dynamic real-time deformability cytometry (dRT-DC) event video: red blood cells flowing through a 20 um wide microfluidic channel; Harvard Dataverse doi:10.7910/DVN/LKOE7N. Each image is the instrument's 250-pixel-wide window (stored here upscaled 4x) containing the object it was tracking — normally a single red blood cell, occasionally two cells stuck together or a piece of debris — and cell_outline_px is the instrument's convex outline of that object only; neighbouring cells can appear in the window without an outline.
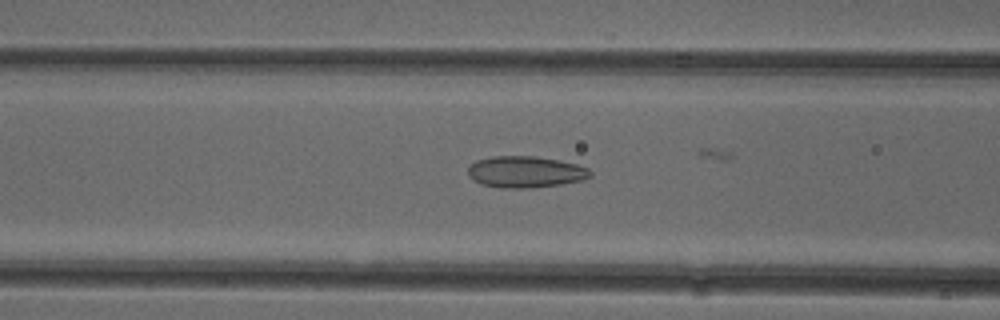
{"species": "common noctule bat (a hibernating species)", "species_latin": "Nyctalus noctula", "temperature_condition": "cold", "stored_images_in_passage": 41, "camera_frame_rate_fps": 3000, "um_per_image_px": 0.085, "animal": {"sex": "female"}, "frame": {"image": 1, "passage_image": 20, "time_ms": 6.333, "image_size_px": [1000, 320], "cell_outline_px": [[592, 176], [584, 180], [560, 184], [532, 188], [500, 188], [480, 184], [472, 180], [468, 176], [468, 168], [476, 160], [492, 156], [536, 156], [560, 160], [576, 164], [588, 168], [592, 172]], "centroid_in_image_um": [44.66, 14.61], "position_along_channel_um": 121.9, "area_um2": 22.72}}
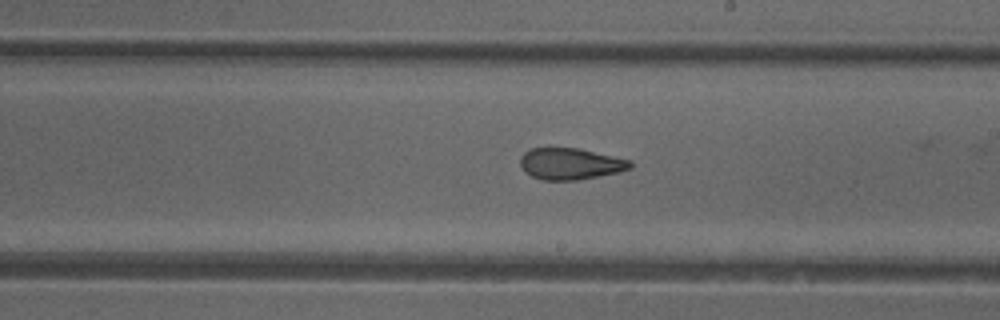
{"frame": {"image": 2, "passage_image": 29, "time_ms": 9.333, "image_size_px": [1000, 320], "cell_outline_px": [[632, 168], [620, 172], [576, 180], [544, 180], [532, 176], [524, 172], [520, 164], [520, 156], [524, 152], [532, 148], [580, 148], [632, 160]], "centroid_in_image_um": [48.5, 13.92], "position_along_channel_um": 240.5, "area_um2": 20.35}}
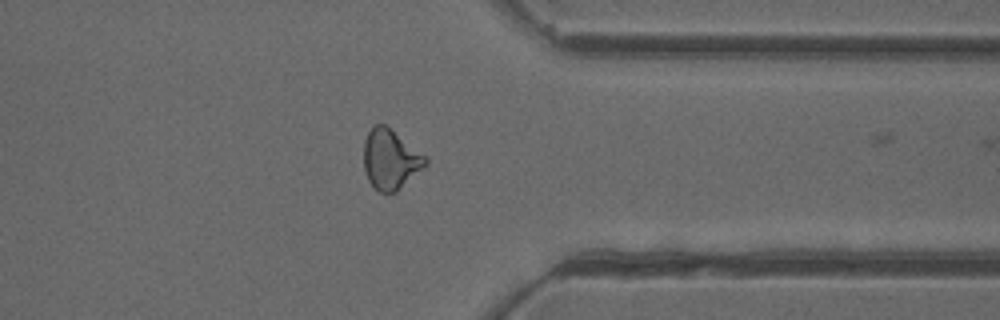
{"frame": {"image": 3, "passage_image": 40, "time_ms": 13.0, "image_size_px": [1000, 320], "cell_outline_px": [[428, 164], [396, 192], [380, 192], [368, 180], [364, 172], [364, 140], [372, 124], [384, 124], [428, 156]], "centroid_in_image_um": [33.2, 13.53], "position_along_channel_um": 378.2, "area_um2": 21.68}}